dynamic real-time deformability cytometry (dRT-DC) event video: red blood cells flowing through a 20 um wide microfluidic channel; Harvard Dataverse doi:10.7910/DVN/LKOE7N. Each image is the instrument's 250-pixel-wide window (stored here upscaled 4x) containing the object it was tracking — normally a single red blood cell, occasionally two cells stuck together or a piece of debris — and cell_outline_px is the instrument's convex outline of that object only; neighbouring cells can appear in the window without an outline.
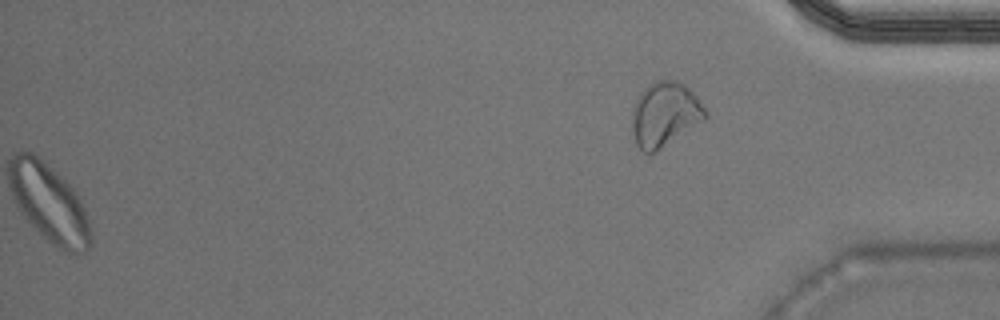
{"species": "Egyptian fruit bat (a non-hibernating species)", "species_latin": "Rousettus aegyptiacus", "temperature_condition": "warm", "stored_images_in_passage": 30, "segment_of_instrument_passage": [2, 2], "camera_frame_rate_fps": 3000, "um_per_image_px": 0.085, "animal": {"sex": "male"}, "frame": {"image": 1, "passage_image": 30, "time_ms": 9.667, "image_size_px": [1000, 320], "cell_outline_px": [[708, 116], [704, 120], [656, 152], [644, 152], [636, 144], [632, 132], [632, 112], [636, 96], [648, 84], [656, 80], [676, 80], [684, 84], [696, 96], [708, 112]], "centroid_in_image_um": [56.49, 9.7], "position_along_channel_um": 378.7, "area_um2": 27.63}}